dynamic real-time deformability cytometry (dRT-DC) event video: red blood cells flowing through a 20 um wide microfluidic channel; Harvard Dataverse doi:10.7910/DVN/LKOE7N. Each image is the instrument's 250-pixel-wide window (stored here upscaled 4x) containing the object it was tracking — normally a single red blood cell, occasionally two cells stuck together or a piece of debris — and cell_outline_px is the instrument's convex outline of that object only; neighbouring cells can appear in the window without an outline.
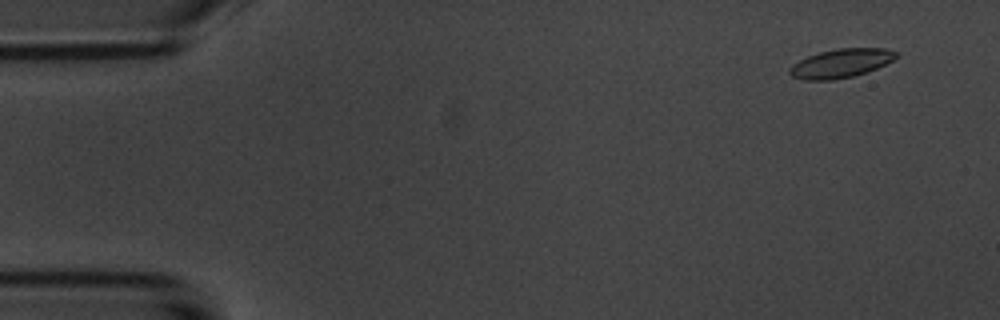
{"species": "common noctule bat (a hibernating species)", "species_latin": "Nyctalus noctula", "temperature_condition": "room temperature", "stored_images_in_passage": 6, "camera_frame_rate_fps": 3000, "um_per_image_px": 0.085, "animal": {"sex": "male", "body_mass_g": 20.1, "forearm_length_mm": 53.5}, "frame": {"image": 1, "passage_image": 2, "time_ms": 1.0, "image_size_px": [1000, 320], "cell_outline_px": [[900, 56], [876, 68], [852, 76], [832, 80], [804, 80], [792, 76], [788, 72], [788, 68], [792, 64], [808, 56], [820, 52], [836, 48], [884, 48], [900, 52]], "centroid_in_image_um": [71.47, 5.37], "position_along_channel_um": 13.5, "area_um2": 17.86}}
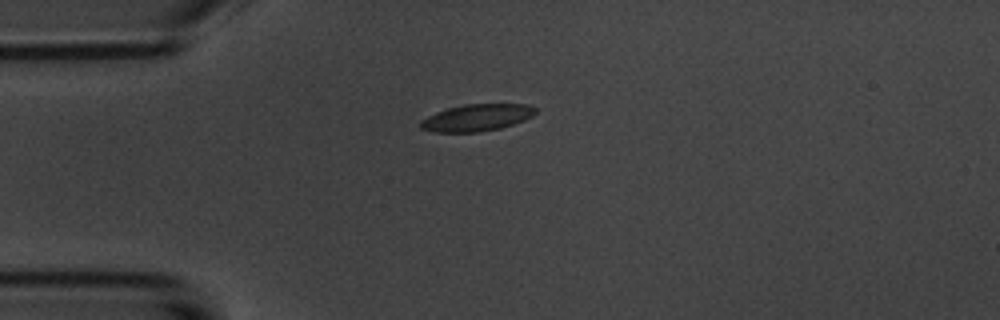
{"frame": {"image": 2, "passage_image": 4, "time_ms": 4.333, "image_size_px": [1000, 320], "cell_outline_px": [[536, 112], [532, 116], [524, 120], [500, 128], [480, 132], [432, 132], [420, 128], [420, 120], [436, 112], [448, 108], [464, 104], [524, 104], [536, 108]], "centroid_in_image_um": [40.49, 10.0], "position_along_channel_um": 44.5, "area_um2": 17.98}}